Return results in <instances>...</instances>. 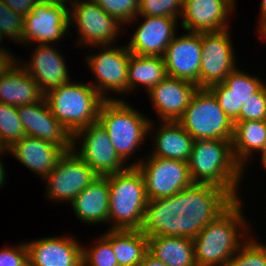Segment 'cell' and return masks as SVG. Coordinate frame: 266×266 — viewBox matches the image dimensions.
Instances as JSON below:
<instances>
[{"label":"cell","instance_id":"16","mask_svg":"<svg viewBox=\"0 0 266 266\" xmlns=\"http://www.w3.org/2000/svg\"><path fill=\"white\" fill-rule=\"evenodd\" d=\"M17 110L25 135L50 141L65 151L73 149V136L53 116L45 97L39 102L18 106Z\"/></svg>","mask_w":266,"mask_h":266},{"label":"cell","instance_id":"21","mask_svg":"<svg viewBox=\"0 0 266 266\" xmlns=\"http://www.w3.org/2000/svg\"><path fill=\"white\" fill-rule=\"evenodd\" d=\"M31 56V62L24 64L19 59V65L37 82L41 91L49 90L70 82L66 61L52 44H36ZM22 63V64H21Z\"/></svg>","mask_w":266,"mask_h":266},{"label":"cell","instance_id":"35","mask_svg":"<svg viewBox=\"0 0 266 266\" xmlns=\"http://www.w3.org/2000/svg\"><path fill=\"white\" fill-rule=\"evenodd\" d=\"M24 34V18L11 10L3 0H0V38L6 36L17 44H22Z\"/></svg>","mask_w":266,"mask_h":266},{"label":"cell","instance_id":"20","mask_svg":"<svg viewBox=\"0 0 266 266\" xmlns=\"http://www.w3.org/2000/svg\"><path fill=\"white\" fill-rule=\"evenodd\" d=\"M144 22L134 31L130 42L126 45L134 55L162 57L171 40L177 36L175 17L143 16Z\"/></svg>","mask_w":266,"mask_h":266},{"label":"cell","instance_id":"19","mask_svg":"<svg viewBox=\"0 0 266 266\" xmlns=\"http://www.w3.org/2000/svg\"><path fill=\"white\" fill-rule=\"evenodd\" d=\"M25 243L29 266H83V247L73 237H43Z\"/></svg>","mask_w":266,"mask_h":266},{"label":"cell","instance_id":"23","mask_svg":"<svg viewBox=\"0 0 266 266\" xmlns=\"http://www.w3.org/2000/svg\"><path fill=\"white\" fill-rule=\"evenodd\" d=\"M153 121L149 123L148 133L154 134V149L150 156L186 161L190 159L194 139L178 121H162L155 133Z\"/></svg>","mask_w":266,"mask_h":266},{"label":"cell","instance_id":"12","mask_svg":"<svg viewBox=\"0 0 266 266\" xmlns=\"http://www.w3.org/2000/svg\"><path fill=\"white\" fill-rule=\"evenodd\" d=\"M97 177L93 169L73 149L65 151L53 170L43 179L47 182L46 197L52 201L70 203Z\"/></svg>","mask_w":266,"mask_h":266},{"label":"cell","instance_id":"22","mask_svg":"<svg viewBox=\"0 0 266 266\" xmlns=\"http://www.w3.org/2000/svg\"><path fill=\"white\" fill-rule=\"evenodd\" d=\"M30 171L44 179L55 167L65 150L50 141L25 135L8 149Z\"/></svg>","mask_w":266,"mask_h":266},{"label":"cell","instance_id":"29","mask_svg":"<svg viewBox=\"0 0 266 266\" xmlns=\"http://www.w3.org/2000/svg\"><path fill=\"white\" fill-rule=\"evenodd\" d=\"M167 76L163 57L130 53L128 63V92L142 85L148 91Z\"/></svg>","mask_w":266,"mask_h":266},{"label":"cell","instance_id":"40","mask_svg":"<svg viewBox=\"0 0 266 266\" xmlns=\"http://www.w3.org/2000/svg\"><path fill=\"white\" fill-rule=\"evenodd\" d=\"M3 1L11 10L19 13L24 18L41 0H3Z\"/></svg>","mask_w":266,"mask_h":266},{"label":"cell","instance_id":"34","mask_svg":"<svg viewBox=\"0 0 266 266\" xmlns=\"http://www.w3.org/2000/svg\"><path fill=\"white\" fill-rule=\"evenodd\" d=\"M107 14L123 24L133 23L138 18L139 0H93Z\"/></svg>","mask_w":266,"mask_h":266},{"label":"cell","instance_id":"38","mask_svg":"<svg viewBox=\"0 0 266 266\" xmlns=\"http://www.w3.org/2000/svg\"><path fill=\"white\" fill-rule=\"evenodd\" d=\"M216 97L219 106L224 110L228 118L235 123L237 121V98L224 83H218L208 88Z\"/></svg>","mask_w":266,"mask_h":266},{"label":"cell","instance_id":"39","mask_svg":"<svg viewBox=\"0 0 266 266\" xmlns=\"http://www.w3.org/2000/svg\"><path fill=\"white\" fill-rule=\"evenodd\" d=\"M0 266H29L26 243L17 247H4L0 250Z\"/></svg>","mask_w":266,"mask_h":266},{"label":"cell","instance_id":"10","mask_svg":"<svg viewBox=\"0 0 266 266\" xmlns=\"http://www.w3.org/2000/svg\"><path fill=\"white\" fill-rule=\"evenodd\" d=\"M99 45V53L88 55L89 69L95 75L96 82L92 85L105 100H116L108 97L107 92L118 94L128 92V63L130 51L127 46L110 47Z\"/></svg>","mask_w":266,"mask_h":266},{"label":"cell","instance_id":"46","mask_svg":"<svg viewBox=\"0 0 266 266\" xmlns=\"http://www.w3.org/2000/svg\"><path fill=\"white\" fill-rule=\"evenodd\" d=\"M266 15V0H262L261 5H260V18L262 16Z\"/></svg>","mask_w":266,"mask_h":266},{"label":"cell","instance_id":"28","mask_svg":"<svg viewBox=\"0 0 266 266\" xmlns=\"http://www.w3.org/2000/svg\"><path fill=\"white\" fill-rule=\"evenodd\" d=\"M266 139V120L236 121L231 140L235 161L243 168L256 152H260ZM256 151V152H255Z\"/></svg>","mask_w":266,"mask_h":266},{"label":"cell","instance_id":"31","mask_svg":"<svg viewBox=\"0 0 266 266\" xmlns=\"http://www.w3.org/2000/svg\"><path fill=\"white\" fill-rule=\"evenodd\" d=\"M24 136L25 132L17 107L0 102V145L2 148L8 149Z\"/></svg>","mask_w":266,"mask_h":266},{"label":"cell","instance_id":"4","mask_svg":"<svg viewBox=\"0 0 266 266\" xmlns=\"http://www.w3.org/2000/svg\"><path fill=\"white\" fill-rule=\"evenodd\" d=\"M109 185L108 222L110 229H141L148 198L145 181L137 166L106 176Z\"/></svg>","mask_w":266,"mask_h":266},{"label":"cell","instance_id":"3","mask_svg":"<svg viewBox=\"0 0 266 266\" xmlns=\"http://www.w3.org/2000/svg\"><path fill=\"white\" fill-rule=\"evenodd\" d=\"M188 167L193 183L219 186L239 199L238 186L244 175L234 159L231 140H194Z\"/></svg>","mask_w":266,"mask_h":266},{"label":"cell","instance_id":"17","mask_svg":"<svg viewBox=\"0 0 266 266\" xmlns=\"http://www.w3.org/2000/svg\"><path fill=\"white\" fill-rule=\"evenodd\" d=\"M200 87L189 81L166 76L148 95L161 121H178Z\"/></svg>","mask_w":266,"mask_h":266},{"label":"cell","instance_id":"13","mask_svg":"<svg viewBox=\"0 0 266 266\" xmlns=\"http://www.w3.org/2000/svg\"><path fill=\"white\" fill-rule=\"evenodd\" d=\"M68 5L41 0L24 17L23 41L25 47L38 44H52L64 39L70 26ZM29 45V46H28Z\"/></svg>","mask_w":266,"mask_h":266},{"label":"cell","instance_id":"43","mask_svg":"<svg viewBox=\"0 0 266 266\" xmlns=\"http://www.w3.org/2000/svg\"><path fill=\"white\" fill-rule=\"evenodd\" d=\"M5 152H7V149H3L1 152H0V155H2L3 153L5 154ZM3 159L0 158V188L1 186H3L5 184V178L7 175H5L6 173V170L4 168V162H2Z\"/></svg>","mask_w":266,"mask_h":266},{"label":"cell","instance_id":"11","mask_svg":"<svg viewBox=\"0 0 266 266\" xmlns=\"http://www.w3.org/2000/svg\"><path fill=\"white\" fill-rule=\"evenodd\" d=\"M71 8L69 9L70 25H73V22L76 23L80 45L97 48L98 45L114 44L113 41L123 28L120 22L107 14L93 0H77Z\"/></svg>","mask_w":266,"mask_h":266},{"label":"cell","instance_id":"42","mask_svg":"<svg viewBox=\"0 0 266 266\" xmlns=\"http://www.w3.org/2000/svg\"><path fill=\"white\" fill-rule=\"evenodd\" d=\"M139 266H168V265L156 259L149 252H147Z\"/></svg>","mask_w":266,"mask_h":266},{"label":"cell","instance_id":"2","mask_svg":"<svg viewBox=\"0 0 266 266\" xmlns=\"http://www.w3.org/2000/svg\"><path fill=\"white\" fill-rule=\"evenodd\" d=\"M240 200H235L193 239L197 266H227L228 261L249 239L247 236L251 232L248 231L250 228L242 213Z\"/></svg>","mask_w":266,"mask_h":266},{"label":"cell","instance_id":"26","mask_svg":"<svg viewBox=\"0 0 266 266\" xmlns=\"http://www.w3.org/2000/svg\"><path fill=\"white\" fill-rule=\"evenodd\" d=\"M102 235L110 242L119 266H139L148 252V239L140 229H108Z\"/></svg>","mask_w":266,"mask_h":266},{"label":"cell","instance_id":"1","mask_svg":"<svg viewBox=\"0 0 266 266\" xmlns=\"http://www.w3.org/2000/svg\"><path fill=\"white\" fill-rule=\"evenodd\" d=\"M234 201L219 186L193 183L175 195L148 201L140 230L147 238L179 236L194 239Z\"/></svg>","mask_w":266,"mask_h":266},{"label":"cell","instance_id":"18","mask_svg":"<svg viewBox=\"0 0 266 266\" xmlns=\"http://www.w3.org/2000/svg\"><path fill=\"white\" fill-rule=\"evenodd\" d=\"M235 4L232 0H183L181 26L184 31L196 33L228 29V17Z\"/></svg>","mask_w":266,"mask_h":266},{"label":"cell","instance_id":"36","mask_svg":"<svg viewBox=\"0 0 266 266\" xmlns=\"http://www.w3.org/2000/svg\"><path fill=\"white\" fill-rule=\"evenodd\" d=\"M183 14V0H139L138 16H168L180 18Z\"/></svg>","mask_w":266,"mask_h":266},{"label":"cell","instance_id":"7","mask_svg":"<svg viewBox=\"0 0 266 266\" xmlns=\"http://www.w3.org/2000/svg\"><path fill=\"white\" fill-rule=\"evenodd\" d=\"M178 122L194 140H232L233 137L234 123L208 88L198 89Z\"/></svg>","mask_w":266,"mask_h":266},{"label":"cell","instance_id":"25","mask_svg":"<svg viewBox=\"0 0 266 266\" xmlns=\"http://www.w3.org/2000/svg\"><path fill=\"white\" fill-rule=\"evenodd\" d=\"M109 185L106 176H98L70 203L77 218L86 224L108 222Z\"/></svg>","mask_w":266,"mask_h":266},{"label":"cell","instance_id":"41","mask_svg":"<svg viewBox=\"0 0 266 266\" xmlns=\"http://www.w3.org/2000/svg\"><path fill=\"white\" fill-rule=\"evenodd\" d=\"M15 55H12L10 51L5 49V47H1L0 49V75L4 73L11 65L15 63L17 58L15 59Z\"/></svg>","mask_w":266,"mask_h":266},{"label":"cell","instance_id":"45","mask_svg":"<svg viewBox=\"0 0 266 266\" xmlns=\"http://www.w3.org/2000/svg\"><path fill=\"white\" fill-rule=\"evenodd\" d=\"M261 153V164L264 166V169H266V139H265V142H264V145H263V148L260 150Z\"/></svg>","mask_w":266,"mask_h":266},{"label":"cell","instance_id":"32","mask_svg":"<svg viewBox=\"0 0 266 266\" xmlns=\"http://www.w3.org/2000/svg\"><path fill=\"white\" fill-rule=\"evenodd\" d=\"M249 237L227 266H266V245Z\"/></svg>","mask_w":266,"mask_h":266},{"label":"cell","instance_id":"24","mask_svg":"<svg viewBox=\"0 0 266 266\" xmlns=\"http://www.w3.org/2000/svg\"><path fill=\"white\" fill-rule=\"evenodd\" d=\"M45 94L17 60L0 75V102L22 106L41 101Z\"/></svg>","mask_w":266,"mask_h":266},{"label":"cell","instance_id":"15","mask_svg":"<svg viewBox=\"0 0 266 266\" xmlns=\"http://www.w3.org/2000/svg\"><path fill=\"white\" fill-rule=\"evenodd\" d=\"M201 32L175 36L164 55L167 76L189 81L199 86L201 64Z\"/></svg>","mask_w":266,"mask_h":266},{"label":"cell","instance_id":"30","mask_svg":"<svg viewBox=\"0 0 266 266\" xmlns=\"http://www.w3.org/2000/svg\"><path fill=\"white\" fill-rule=\"evenodd\" d=\"M224 83L229 87V92H232L237 98V121H239V114L243 103H245L251 96L257 93L265 83L257 75H251L240 71L236 68L225 79Z\"/></svg>","mask_w":266,"mask_h":266},{"label":"cell","instance_id":"33","mask_svg":"<svg viewBox=\"0 0 266 266\" xmlns=\"http://www.w3.org/2000/svg\"><path fill=\"white\" fill-rule=\"evenodd\" d=\"M89 249L82 248L83 266H119L110 242L102 235Z\"/></svg>","mask_w":266,"mask_h":266},{"label":"cell","instance_id":"37","mask_svg":"<svg viewBox=\"0 0 266 266\" xmlns=\"http://www.w3.org/2000/svg\"><path fill=\"white\" fill-rule=\"evenodd\" d=\"M266 120V84L245 103H243L239 121Z\"/></svg>","mask_w":266,"mask_h":266},{"label":"cell","instance_id":"27","mask_svg":"<svg viewBox=\"0 0 266 266\" xmlns=\"http://www.w3.org/2000/svg\"><path fill=\"white\" fill-rule=\"evenodd\" d=\"M148 252L168 266H197L193 239L179 236L148 237Z\"/></svg>","mask_w":266,"mask_h":266},{"label":"cell","instance_id":"6","mask_svg":"<svg viewBox=\"0 0 266 266\" xmlns=\"http://www.w3.org/2000/svg\"><path fill=\"white\" fill-rule=\"evenodd\" d=\"M98 121L106 129L117 155L125 164L149 133L150 119L124 99L105 100L100 107Z\"/></svg>","mask_w":266,"mask_h":266},{"label":"cell","instance_id":"14","mask_svg":"<svg viewBox=\"0 0 266 266\" xmlns=\"http://www.w3.org/2000/svg\"><path fill=\"white\" fill-rule=\"evenodd\" d=\"M230 36L229 29L201 32L200 88H209L224 82V79L237 68Z\"/></svg>","mask_w":266,"mask_h":266},{"label":"cell","instance_id":"9","mask_svg":"<svg viewBox=\"0 0 266 266\" xmlns=\"http://www.w3.org/2000/svg\"><path fill=\"white\" fill-rule=\"evenodd\" d=\"M72 139L73 151H75L98 176L115 174L130 166L124 164L117 155L106 129L99 121L77 131ZM78 139H80V142H78ZM77 143L82 145L78 149L75 147Z\"/></svg>","mask_w":266,"mask_h":266},{"label":"cell","instance_id":"5","mask_svg":"<svg viewBox=\"0 0 266 266\" xmlns=\"http://www.w3.org/2000/svg\"><path fill=\"white\" fill-rule=\"evenodd\" d=\"M44 97L53 116L72 136L98 121L100 107L105 101L91 83L72 81L49 90Z\"/></svg>","mask_w":266,"mask_h":266},{"label":"cell","instance_id":"8","mask_svg":"<svg viewBox=\"0 0 266 266\" xmlns=\"http://www.w3.org/2000/svg\"><path fill=\"white\" fill-rule=\"evenodd\" d=\"M149 158L131 163L141 171L148 201L166 198L190 187L188 162L168 158L147 156Z\"/></svg>","mask_w":266,"mask_h":266},{"label":"cell","instance_id":"44","mask_svg":"<svg viewBox=\"0 0 266 266\" xmlns=\"http://www.w3.org/2000/svg\"><path fill=\"white\" fill-rule=\"evenodd\" d=\"M258 33L262 38H266V15L262 16L259 20Z\"/></svg>","mask_w":266,"mask_h":266},{"label":"cell","instance_id":"47","mask_svg":"<svg viewBox=\"0 0 266 266\" xmlns=\"http://www.w3.org/2000/svg\"><path fill=\"white\" fill-rule=\"evenodd\" d=\"M45 1H49V2H56V3H62V4H67L69 2V5H72L73 3H75L77 0H45ZM67 2V3H66Z\"/></svg>","mask_w":266,"mask_h":266}]
</instances>
